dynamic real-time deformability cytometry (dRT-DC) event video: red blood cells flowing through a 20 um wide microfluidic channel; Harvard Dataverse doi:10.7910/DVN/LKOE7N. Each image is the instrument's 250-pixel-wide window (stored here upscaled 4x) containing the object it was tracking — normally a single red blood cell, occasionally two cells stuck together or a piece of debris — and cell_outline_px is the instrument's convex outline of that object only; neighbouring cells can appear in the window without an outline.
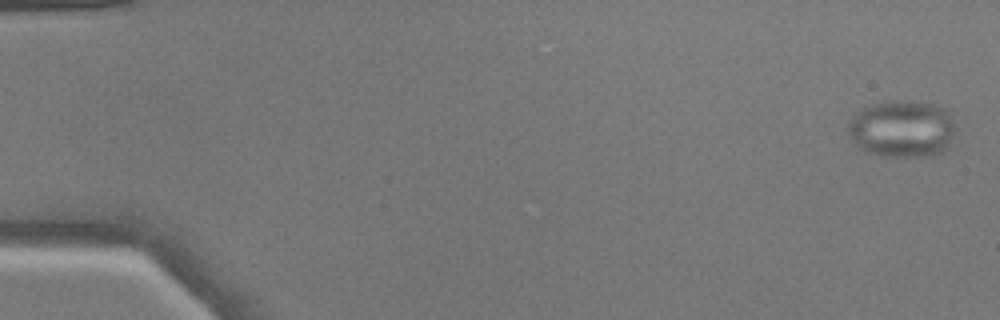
{"species": "common noctule bat (a hibernating species)", "species_latin": "Nyctalus noctula", "temperature_condition": "warm", "stored_images_in_passage": 51, "camera_frame_rate_fps": 3000, "um_per_image_px": 0.085, "animal": {"sex": "male", "body_mass_g": 17.9}, "frame": {"image": 1, "passage_image": 2, "time_ms": 0.333, "image_size_px": [1000, 320], "cell_outline_px": [[956, 128], [948, 148], [944, 152], [924, 156], [880, 156], [864, 152], [848, 136], [848, 124], [864, 108], [872, 104], [888, 100], [916, 100], [940, 104], [952, 108]], "centroid_in_image_um": [76.78, 10.92], "position_along_channel_um": 8.2, "area_um2": 36.76}}
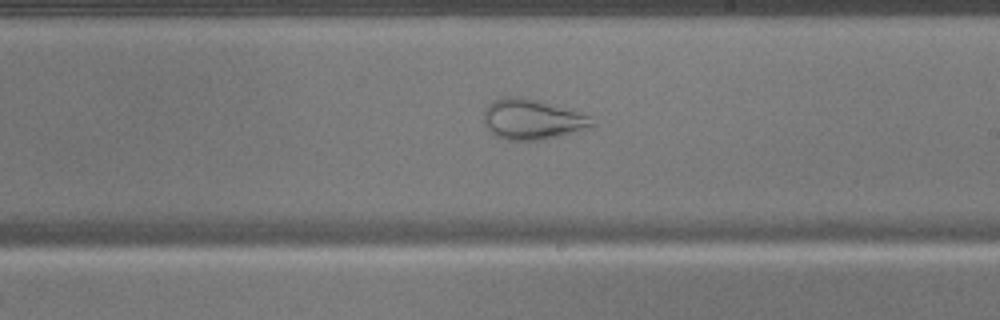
{"frame": {"image": 2, "passage_image": 31, "time_ms": 10.0, "image_size_px": [1000, 320], "cell_outline_px": [[596, 124], [592, 128], [560, 136], [536, 140], [504, 140], [496, 136], [484, 124], [484, 104], [492, 100], [504, 96], [520, 96], [536, 100], [580, 112], [592, 116]], "centroid_in_image_um": [45.24, 10.13], "position_along_channel_um": 243.8, "area_um2": 25.84}}
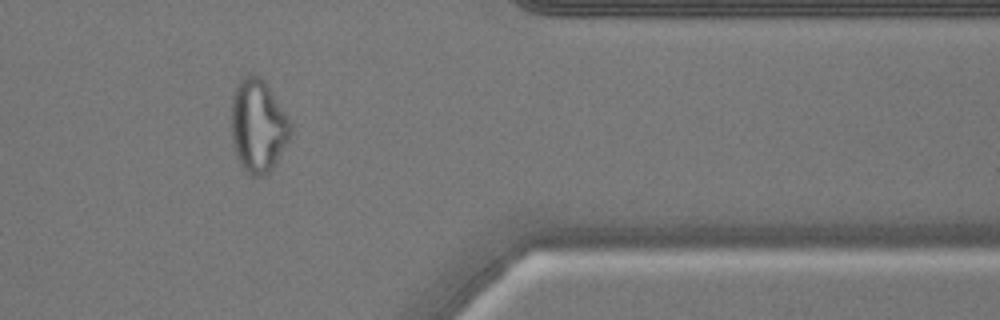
{"frame": {"image": 3, "passage_image": 43, "time_ms": 14.0, "image_size_px": [1000, 320], "cell_outline_px": [[292, 132], [272, 168], [264, 176], [252, 176], [240, 164], [236, 156], [232, 140], [232, 96], [236, 84], [248, 72], [256, 72], [264, 80], [292, 124]], "centroid_in_image_um": [21.91, 10.65], "position_along_channel_um": 389.5, "area_um2": 31.96}}